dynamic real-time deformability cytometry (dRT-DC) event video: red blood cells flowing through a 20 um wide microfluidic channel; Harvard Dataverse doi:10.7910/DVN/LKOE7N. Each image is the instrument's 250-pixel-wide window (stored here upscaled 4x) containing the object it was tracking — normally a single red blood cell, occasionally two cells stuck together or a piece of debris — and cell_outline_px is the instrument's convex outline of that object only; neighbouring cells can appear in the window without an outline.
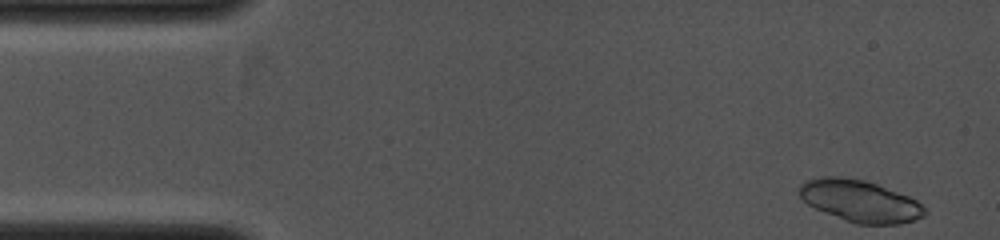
{"species": "common noctule bat (a hibernating species)", "species_latin": "Nyctalus noctula", "temperature_condition": "cold", "stored_images_in_passage": 8, "camera_frame_rate_fps": 4000, "um_per_image_px": 0.085, "animal": {"sex": "female", "body_mass_g": 19.0, "forearm_length_mm": 53.3}, "frame": {"image": 1, "passage_image": 1, "time_ms": 0.0, "image_size_px": [1000, 240], "cell_outline_px": [[928, 212], [924, 216], [916, 220], [900, 224], [856, 224], [844, 220], [824, 212], [808, 204], [800, 196], [796, 188], [804, 180], [820, 176], [840, 176], [864, 180], [876, 184], [908, 196], [916, 200]], "centroid_in_image_um": [73.07, 17.08], "position_along_channel_um": 11.9, "area_um2": 30.75}}